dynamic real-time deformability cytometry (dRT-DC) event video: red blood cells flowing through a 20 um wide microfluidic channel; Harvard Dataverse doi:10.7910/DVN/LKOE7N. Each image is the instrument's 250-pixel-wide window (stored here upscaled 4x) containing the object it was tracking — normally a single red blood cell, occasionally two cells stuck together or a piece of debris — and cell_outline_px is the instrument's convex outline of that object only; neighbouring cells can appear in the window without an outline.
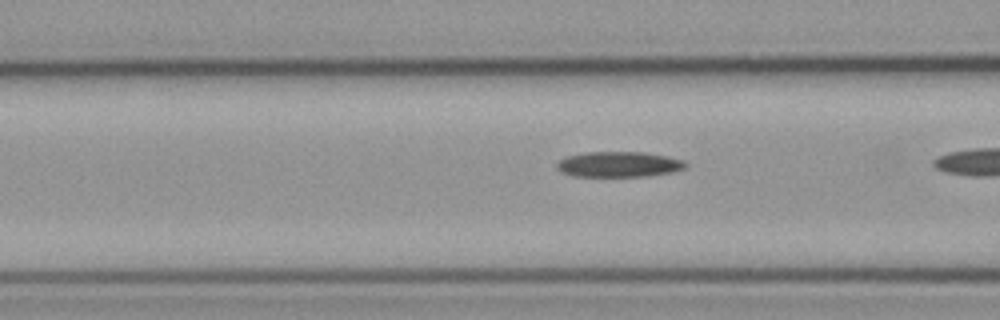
{"species": "common noctule bat (a hibernating species)", "species_latin": "Nyctalus noctula", "temperature_condition": "cold", "stored_images_in_passage": 7, "camera_frame_rate_fps": 3000, "um_per_image_px": 0.085, "animal": {"sex": "male", "body_mass_g": 23.1, "forearm_length_mm": 52.7}, "frame": {"image": 1, "passage_image": 4, "time_ms": 1.0, "image_size_px": [1000, 320], "cell_outline_px": [[688, 164], [684, 168], [672, 172], [648, 176], [572, 176], [560, 172], [556, 168], [556, 164], [564, 156], [584, 152], [644, 152], [668, 156], [684, 160]], "centroid_in_image_um": [52.57, 13.96], "position_along_channel_um": 114.0, "area_um2": 19.31}}